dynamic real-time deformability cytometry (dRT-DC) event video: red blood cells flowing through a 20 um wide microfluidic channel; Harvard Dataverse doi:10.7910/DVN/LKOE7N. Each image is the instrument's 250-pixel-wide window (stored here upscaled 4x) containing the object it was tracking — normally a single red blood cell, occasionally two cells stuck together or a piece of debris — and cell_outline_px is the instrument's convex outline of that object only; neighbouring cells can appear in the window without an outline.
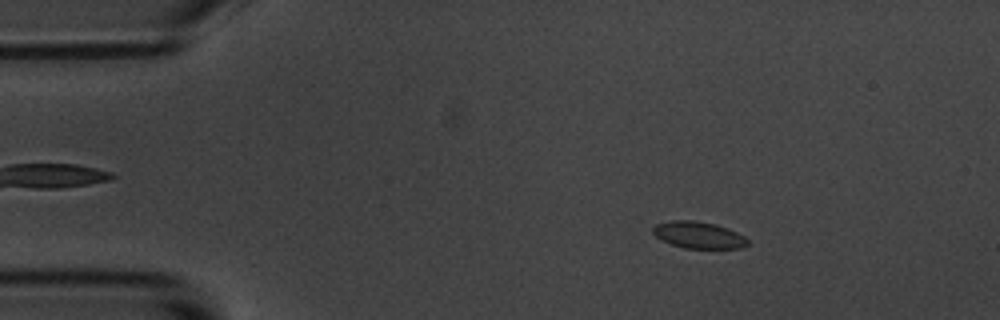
{"species": "common noctule bat (a hibernating species)", "species_latin": "Nyctalus noctula", "temperature_condition": "room temperature", "stored_images_in_passage": 5, "camera_frame_rate_fps": 3000, "um_per_image_px": 0.085, "animal": {"sex": "male", "body_mass_g": 20.1, "forearm_length_mm": 53.5}, "frame": {"image": 1, "passage_image": 3, "time_ms": 3.0, "image_size_px": [1000, 320], "cell_outline_px": [[748, 244], [740, 248], [684, 248], [660, 240], [652, 232], [652, 228], [656, 224], [672, 220], [696, 220], [716, 224], [728, 228], [744, 236], [748, 240]], "centroid_in_image_um": [59.36, 19.96], "position_along_channel_um": 25.6, "area_um2": 14.8}}